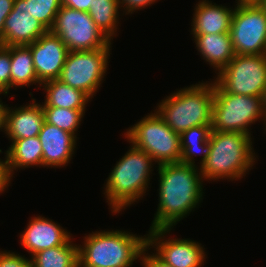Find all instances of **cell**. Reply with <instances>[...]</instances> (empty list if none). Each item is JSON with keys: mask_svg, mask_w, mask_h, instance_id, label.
I'll use <instances>...</instances> for the list:
<instances>
[{"mask_svg": "<svg viewBox=\"0 0 266 267\" xmlns=\"http://www.w3.org/2000/svg\"><path fill=\"white\" fill-rule=\"evenodd\" d=\"M211 132V125L194 126L182 132L180 134V163L197 166L194 158L198 156L197 154H201V166L211 152V144L209 142Z\"/></svg>", "mask_w": 266, "mask_h": 267, "instance_id": "cell-21", "label": "cell"}, {"mask_svg": "<svg viewBox=\"0 0 266 267\" xmlns=\"http://www.w3.org/2000/svg\"><path fill=\"white\" fill-rule=\"evenodd\" d=\"M48 31L28 11L26 0H14L13 10L5 19L3 46L30 45Z\"/></svg>", "mask_w": 266, "mask_h": 267, "instance_id": "cell-14", "label": "cell"}, {"mask_svg": "<svg viewBox=\"0 0 266 267\" xmlns=\"http://www.w3.org/2000/svg\"><path fill=\"white\" fill-rule=\"evenodd\" d=\"M149 249L150 248L146 246L141 253L140 263L143 267H172L161 260L155 253L149 254L147 252Z\"/></svg>", "mask_w": 266, "mask_h": 267, "instance_id": "cell-31", "label": "cell"}, {"mask_svg": "<svg viewBox=\"0 0 266 267\" xmlns=\"http://www.w3.org/2000/svg\"><path fill=\"white\" fill-rule=\"evenodd\" d=\"M126 130L127 142L144 150L157 165L180 163V134L174 132L155 110Z\"/></svg>", "mask_w": 266, "mask_h": 267, "instance_id": "cell-6", "label": "cell"}, {"mask_svg": "<svg viewBox=\"0 0 266 267\" xmlns=\"http://www.w3.org/2000/svg\"><path fill=\"white\" fill-rule=\"evenodd\" d=\"M262 6H263L264 9L266 10V2H263Z\"/></svg>", "mask_w": 266, "mask_h": 267, "instance_id": "cell-38", "label": "cell"}, {"mask_svg": "<svg viewBox=\"0 0 266 267\" xmlns=\"http://www.w3.org/2000/svg\"><path fill=\"white\" fill-rule=\"evenodd\" d=\"M11 54L10 46L0 45V94L7 95L10 90Z\"/></svg>", "mask_w": 266, "mask_h": 267, "instance_id": "cell-28", "label": "cell"}, {"mask_svg": "<svg viewBox=\"0 0 266 267\" xmlns=\"http://www.w3.org/2000/svg\"><path fill=\"white\" fill-rule=\"evenodd\" d=\"M93 0H61L62 5L71 9L88 12Z\"/></svg>", "mask_w": 266, "mask_h": 267, "instance_id": "cell-34", "label": "cell"}, {"mask_svg": "<svg viewBox=\"0 0 266 267\" xmlns=\"http://www.w3.org/2000/svg\"><path fill=\"white\" fill-rule=\"evenodd\" d=\"M3 106H4V104H3V102L0 99V130L1 131H3L2 130V112H3Z\"/></svg>", "mask_w": 266, "mask_h": 267, "instance_id": "cell-37", "label": "cell"}, {"mask_svg": "<svg viewBox=\"0 0 266 267\" xmlns=\"http://www.w3.org/2000/svg\"><path fill=\"white\" fill-rule=\"evenodd\" d=\"M153 162L149 154L132 144L117 161L106 179L103 193L113 214L120 213L146 195L150 175L153 174Z\"/></svg>", "mask_w": 266, "mask_h": 267, "instance_id": "cell-2", "label": "cell"}, {"mask_svg": "<svg viewBox=\"0 0 266 267\" xmlns=\"http://www.w3.org/2000/svg\"><path fill=\"white\" fill-rule=\"evenodd\" d=\"M35 100L32 98V103L15 109L6 104L3 106L2 129L11 142L39 135L45 116L42 104Z\"/></svg>", "mask_w": 266, "mask_h": 267, "instance_id": "cell-15", "label": "cell"}, {"mask_svg": "<svg viewBox=\"0 0 266 267\" xmlns=\"http://www.w3.org/2000/svg\"><path fill=\"white\" fill-rule=\"evenodd\" d=\"M229 33L235 54H266L264 7L262 5L235 6Z\"/></svg>", "mask_w": 266, "mask_h": 267, "instance_id": "cell-11", "label": "cell"}, {"mask_svg": "<svg viewBox=\"0 0 266 267\" xmlns=\"http://www.w3.org/2000/svg\"><path fill=\"white\" fill-rule=\"evenodd\" d=\"M260 119L264 120L266 127L261 97L227 93L214 81L213 131L238 132L251 136V124Z\"/></svg>", "mask_w": 266, "mask_h": 267, "instance_id": "cell-7", "label": "cell"}, {"mask_svg": "<svg viewBox=\"0 0 266 267\" xmlns=\"http://www.w3.org/2000/svg\"><path fill=\"white\" fill-rule=\"evenodd\" d=\"M209 142L211 152L199 166L204 180H241L254 166L256 157L250 135L212 130Z\"/></svg>", "mask_w": 266, "mask_h": 267, "instance_id": "cell-3", "label": "cell"}, {"mask_svg": "<svg viewBox=\"0 0 266 267\" xmlns=\"http://www.w3.org/2000/svg\"><path fill=\"white\" fill-rule=\"evenodd\" d=\"M110 48L69 51L59 80L81 90L91 100L106 76Z\"/></svg>", "mask_w": 266, "mask_h": 267, "instance_id": "cell-8", "label": "cell"}, {"mask_svg": "<svg viewBox=\"0 0 266 267\" xmlns=\"http://www.w3.org/2000/svg\"><path fill=\"white\" fill-rule=\"evenodd\" d=\"M158 0H118L120 9L123 8L125 12L123 14H132L135 11L143 8H146L147 6H150L151 4L156 3Z\"/></svg>", "mask_w": 266, "mask_h": 267, "instance_id": "cell-30", "label": "cell"}, {"mask_svg": "<svg viewBox=\"0 0 266 267\" xmlns=\"http://www.w3.org/2000/svg\"><path fill=\"white\" fill-rule=\"evenodd\" d=\"M10 54V89L12 87L15 89L23 86L29 87L37 83L41 85L34 69L30 48L27 45L10 46Z\"/></svg>", "mask_w": 266, "mask_h": 267, "instance_id": "cell-23", "label": "cell"}, {"mask_svg": "<svg viewBox=\"0 0 266 267\" xmlns=\"http://www.w3.org/2000/svg\"><path fill=\"white\" fill-rule=\"evenodd\" d=\"M119 10L118 0H93L88 11L96 26L110 40L118 36Z\"/></svg>", "mask_w": 266, "mask_h": 267, "instance_id": "cell-25", "label": "cell"}, {"mask_svg": "<svg viewBox=\"0 0 266 267\" xmlns=\"http://www.w3.org/2000/svg\"><path fill=\"white\" fill-rule=\"evenodd\" d=\"M198 83L164 97L155 110L178 134L194 126L212 124L214 80Z\"/></svg>", "mask_w": 266, "mask_h": 267, "instance_id": "cell-5", "label": "cell"}, {"mask_svg": "<svg viewBox=\"0 0 266 267\" xmlns=\"http://www.w3.org/2000/svg\"><path fill=\"white\" fill-rule=\"evenodd\" d=\"M218 5L209 0H200L194 8L191 34H221L229 33L234 8Z\"/></svg>", "mask_w": 266, "mask_h": 267, "instance_id": "cell-18", "label": "cell"}, {"mask_svg": "<svg viewBox=\"0 0 266 267\" xmlns=\"http://www.w3.org/2000/svg\"><path fill=\"white\" fill-rule=\"evenodd\" d=\"M144 236L125 230L92 231L78 245L79 267H132L147 246Z\"/></svg>", "mask_w": 266, "mask_h": 267, "instance_id": "cell-4", "label": "cell"}, {"mask_svg": "<svg viewBox=\"0 0 266 267\" xmlns=\"http://www.w3.org/2000/svg\"><path fill=\"white\" fill-rule=\"evenodd\" d=\"M261 102H262V109L266 118V88L264 89V92L261 95Z\"/></svg>", "mask_w": 266, "mask_h": 267, "instance_id": "cell-36", "label": "cell"}, {"mask_svg": "<svg viewBox=\"0 0 266 267\" xmlns=\"http://www.w3.org/2000/svg\"><path fill=\"white\" fill-rule=\"evenodd\" d=\"M172 228L149 230L147 246L156 250L155 254L172 267H201L207 254L199 242L191 239L167 238ZM166 240H165V239Z\"/></svg>", "mask_w": 266, "mask_h": 267, "instance_id": "cell-12", "label": "cell"}, {"mask_svg": "<svg viewBox=\"0 0 266 267\" xmlns=\"http://www.w3.org/2000/svg\"><path fill=\"white\" fill-rule=\"evenodd\" d=\"M159 203L150 230L172 228L203 201V177L198 166L182 163L157 166Z\"/></svg>", "mask_w": 266, "mask_h": 267, "instance_id": "cell-1", "label": "cell"}, {"mask_svg": "<svg viewBox=\"0 0 266 267\" xmlns=\"http://www.w3.org/2000/svg\"><path fill=\"white\" fill-rule=\"evenodd\" d=\"M237 4L235 6H244V5H262L264 0H236Z\"/></svg>", "mask_w": 266, "mask_h": 267, "instance_id": "cell-35", "label": "cell"}, {"mask_svg": "<svg viewBox=\"0 0 266 267\" xmlns=\"http://www.w3.org/2000/svg\"><path fill=\"white\" fill-rule=\"evenodd\" d=\"M30 15L50 30L62 6L61 0H26Z\"/></svg>", "mask_w": 266, "mask_h": 267, "instance_id": "cell-27", "label": "cell"}, {"mask_svg": "<svg viewBox=\"0 0 266 267\" xmlns=\"http://www.w3.org/2000/svg\"><path fill=\"white\" fill-rule=\"evenodd\" d=\"M50 31L58 35L69 51L111 48L112 43L96 26L88 12L61 6Z\"/></svg>", "mask_w": 266, "mask_h": 267, "instance_id": "cell-9", "label": "cell"}, {"mask_svg": "<svg viewBox=\"0 0 266 267\" xmlns=\"http://www.w3.org/2000/svg\"><path fill=\"white\" fill-rule=\"evenodd\" d=\"M5 154L12 176L18 168L43 167L42 144L38 136L14 140Z\"/></svg>", "mask_w": 266, "mask_h": 267, "instance_id": "cell-20", "label": "cell"}, {"mask_svg": "<svg viewBox=\"0 0 266 267\" xmlns=\"http://www.w3.org/2000/svg\"><path fill=\"white\" fill-rule=\"evenodd\" d=\"M0 267H33L31 259L10 251L0 250Z\"/></svg>", "mask_w": 266, "mask_h": 267, "instance_id": "cell-29", "label": "cell"}, {"mask_svg": "<svg viewBox=\"0 0 266 267\" xmlns=\"http://www.w3.org/2000/svg\"><path fill=\"white\" fill-rule=\"evenodd\" d=\"M38 137L42 144L43 167L61 168L70 162L78 137L47 122H44Z\"/></svg>", "mask_w": 266, "mask_h": 267, "instance_id": "cell-17", "label": "cell"}, {"mask_svg": "<svg viewBox=\"0 0 266 267\" xmlns=\"http://www.w3.org/2000/svg\"><path fill=\"white\" fill-rule=\"evenodd\" d=\"M194 42L203 60L218 73L234 58L230 33L193 35Z\"/></svg>", "mask_w": 266, "mask_h": 267, "instance_id": "cell-19", "label": "cell"}, {"mask_svg": "<svg viewBox=\"0 0 266 267\" xmlns=\"http://www.w3.org/2000/svg\"><path fill=\"white\" fill-rule=\"evenodd\" d=\"M42 108L45 122L75 136L77 135L76 132L81 125L80 122L83 121L85 109H67L54 106H42Z\"/></svg>", "mask_w": 266, "mask_h": 267, "instance_id": "cell-26", "label": "cell"}, {"mask_svg": "<svg viewBox=\"0 0 266 267\" xmlns=\"http://www.w3.org/2000/svg\"><path fill=\"white\" fill-rule=\"evenodd\" d=\"M24 230L20 235V244L27 249L30 256L45 249L64 245L72 237V234L61 225L40 215L31 218Z\"/></svg>", "mask_w": 266, "mask_h": 267, "instance_id": "cell-16", "label": "cell"}, {"mask_svg": "<svg viewBox=\"0 0 266 267\" xmlns=\"http://www.w3.org/2000/svg\"><path fill=\"white\" fill-rule=\"evenodd\" d=\"M14 0H0V45L3 46V27L5 19L13 10Z\"/></svg>", "mask_w": 266, "mask_h": 267, "instance_id": "cell-32", "label": "cell"}, {"mask_svg": "<svg viewBox=\"0 0 266 267\" xmlns=\"http://www.w3.org/2000/svg\"><path fill=\"white\" fill-rule=\"evenodd\" d=\"M12 174L10 172L7 159L0 162V194L3 193L11 183Z\"/></svg>", "mask_w": 266, "mask_h": 267, "instance_id": "cell-33", "label": "cell"}, {"mask_svg": "<svg viewBox=\"0 0 266 267\" xmlns=\"http://www.w3.org/2000/svg\"><path fill=\"white\" fill-rule=\"evenodd\" d=\"M46 93L42 106H54L67 109H86L90 97L81 90L62 83L59 79L49 80L39 86Z\"/></svg>", "mask_w": 266, "mask_h": 267, "instance_id": "cell-22", "label": "cell"}, {"mask_svg": "<svg viewBox=\"0 0 266 267\" xmlns=\"http://www.w3.org/2000/svg\"><path fill=\"white\" fill-rule=\"evenodd\" d=\"M214 80L225 92L261 97L266 88V54L237 55L216 73Z\"/></svg>", "mask_w": 266, "mask_h": 267, "instance_id": "cell-10", "label": "cell"}, {"mask_svg": "<svg viewBox=\"0 0 266 267\" xmlns=\"http://www.w3.org/2000/svg\"><path fill=\"white\" fill-rule=\"evenodd\" d=\"M70 238L64 245L39 251L31 257L33 267H79L78 245Z\"/></svg>", "mask_w": 266, "mask_h": 267, "instance_id": "cell-24", "label": "cell"}, {"mask_svg": "<svg viewBox=\"0 0 266 267\" xmlns=\"http://www.w3.org/2000/svg\"><path fill=\"white\" fill-rule=\"evenodd\" d=\"M32 53L38 81L42 84L59 79L67 54V46L58 35L48 30L35 42L27 45Z\"/></svg>", "mask_w": 266, "mask_h": 267, "instance_id": "cell-13", "label": "cell"}]
</instances>
